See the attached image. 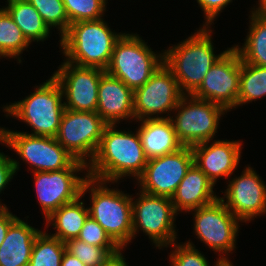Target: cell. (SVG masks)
Wrapping results in <instances>:
<instances>
[{
	"label": "cell",
	"instance_id": "obj_1",
	"mask_svg": "<svg viewBox=\"0 0 266 266\" xmlns=\"http://www.w3.org/2000/svg\"><path fill=\"white\" fill-rule=\"evenodd\" d=\"M107 125L93 159L87 165L88 176L116 183L123 177L137 180L144 172L148 159L145 157L141 139L136 133L115 129Z\"/></svg>",
	"mask_w": 266,
	"mask_h": 266
},
{
	"label": "cell",
	"instance_id": "obj_2",
	"mask_svg": "<svg viewBox=\"0 0 266 266\" xmlns=\"http://www.w3.org/2000/svg\"><path fill=\"white\" fill-rule=\"evenodd\" d=\"M210 27L202 26L187 39L163 51V63L172 71L184 95H192L206 73L229 49L214 54Z\"/></svg>",
	"mask_w": 266,
	"mask_h": 266
},
{
	"label": "cell",
	"instance_id": "obj_3",
	"mask_svg": "<svg viewBox=\"0 0 266 266\" xmlns=\"http://www.w3.org/2000/svg\"><path fill=\"white\" fill-rule=\"evenodd\" d=\"M123 33L112 32L104 19L78 21L70 24L60 37L65 61L80 67L105 70L116 41Z\"/></svg>",
	"mask_w": 266,
	"mask_h": 266
},
{
	"label": "cell",
	"instance_id": "obj_4",
	"mask_svg": "<svg viewBox=\"0 0 266 266\" xmlns=\"http://www.w3.org/2000/svg\"><path fill=\"white\" fill-rule=\"evenodd\" d=\"M108 182L92 177L83 184L81 196L90 194L89 216L96 220L120 247L132 241V196L117 188H108Z\"/></svg>",
	"mask_w": 266,
	"mask_h": 266
},
{
	"label": "cell",
	"instance_id": "obj_5",
	"mask_svg": "<svg viewBox=\"0 0 266 266\" xmlns=\"http://www.w3.org/2000/svg\"><path fill=\"white\" fill-rule=\"evenodd\" d=\"M35 88L25 99L4 106L3 112L30 126V135L55 137L65 110L62 88L53 75Z\"/></svg>",
	"mask_w": 266,
	"mask_h": 266
},
{
	"label": "cell",
	"instance_id": "obj_6",
	"mask_svg": "<svg viewBox=\"0 0 266 266\" xmlns=\"http://www.w3.org/2000/svg\"><path fill=\"white\" fill-rule=\"evenodd\" d=\"M141 38L138 34L123 33L116 41L105 69L106 73L121 79L133 91L143 86L163 64V53L152 51Z\"/></svg>",
	"mask_w": 266,
	"mask_h": 266
},
{
	"label": "cell",
	"instance_id": "obj_7",
	"mask_svg": "<svg viewBox=\"0 0 266 266\" xmlns=\"http://www.w3.org/2000/svg\"><path fill=\"white\" fill-rule=\"evenodd\" d=\"M137 199L132 197V240L143 231L157 249L169 247L177 239V212L171 198L152 195L140 190ZM175 226V227H174Z\"/></svg>",
	"mask_w": 266,
	"mask_h": 266
},
{
	"label": "cell",
	"instance_id": "obj_8",
	"mask_svg": "<svg viewBox=\"0 0 266 266\" xmlns=\"http://www.w3.org/2000/svg\"><path fill=\"white\" fill-rule=\"evenodd\" d=\"M173 112L176 116L170 119L179 141L183 146L192 147L212 141L218 132L221 116L228 111L217 103L193 95H183Z\"/></svg>",
	"mask_w": 266,
	"mask_h": 266
},
{
	"label": "cell",
	"instance_id": "obj_9",
	"mask_svg": "<svg viewBox=\"0 0 266 266\" xmlns=\"http://www.w3.org/2000/svg\"><path fill=\"white\" fill-rule=\"evenodd\" d=\"M194 212V233L208 248L215 253L221 252L220 260L230 261L228 253L236 248V237L239 232V222L223 201L218 198L214 202L191 210ZM227 254V255H226Z\"/></svg>",
	"mask_w": 266,
	"mask_h": 266
},
{
	"label": "cell",
	"instance_id": "obj_10",
	"mask_svg": "<svg viewBox=\"0 0 266 266\" xmlns=\"http://www.w3.org/2000/svg\"><path fill=\"white\" fill-rule=\"evenodd\" d=\"M107 125L97 112L65 108L55 139L77 160L88 165L99 147Z\"/></svg>",
	"mask_w": 266,
	"mask_h": 266
},
{
	"label": "cell",
	"instance_id": "obj_11",
	"mask_svg": "<svg viewBox=\"0 0 266 266\" xmlns=\"http://www.w3.org/2000/svg\"><path fill=\"white\" fill-rule=\"evenodd\" d=\"M88 170L87 164L76 160L69 168L59 171L33 172L35 191L44 219L48 218L62 205L71 203L81 197L82 187L88 173L78 176V172Z\"/></svg>",
	"mask_w": 266,
	"mask_h": 266
},
{
	"label": "cell",
	"instance_id": "obj_12",
	"mask_svg": "<svg viewBox=\"0 0 266 266\" xmlns=\"http://www.w3.org/2000/svg\"><path fill=\"white\" fill-rule=\"evenodd\" d=\"M4 144L30 165L32 173L59 171L69 168L77 160L55 137L30 135L6 129Z\"/></svg>",
	"mask_w": 266,
	"mask_h": 266
},
{
	"label": "cell",
	"instance_id": "obj_13",
	"mask_svg": "<svg viewBox=\"0 0 266 266\" xmlns=\"http://www.w3.org/2000/svg\"><path fill=\"white\" fill-rule=\"evenodd\" d=\"M183 95L172 71L164 63L161 64L150 79L134 91L136 121L170 118L169 113L175 109ZM164 113L168 115L160 116Z\"/></svg>",
	"mask_w": 266,
	"mask_h": 266
},
{
	"label": "cell",
	"instance_id": "obj_14",
	"mask_svg": "<svg viewBox=\"0 0 266 266\" xmlns=\"http://www.w3.org/2000/svg\"><path fill=\"white\" fill-rule=\"evenodd\" d=\"M194 164L190 146L148 159L143 174L137 179L141 191L171 198L189 168Z\"/></svg>",
	"mask_w": 266,
	"mask_h": 266
},
{
	"label": "cell",
	"instance_id": "obj_15",
	"mask_svg": "<svg viewBox=\"0 0 266 266\" xmlns=\"http://www.w3.org/2000/svg\"><path fill=\"white\" fill-rule=\"evenodd\" d=\"M240 72L241 58L233 46L211 67L202 84L192 95L217 103L227 111L236 109Z\"/></svg>",
	"mask_w": 266,
	"mask_h": 266
},
{
	"label": "cell",
	"instance_id": "obj_16",
	"mask_svg": "<svg viewBox=\"0 0 266 266\" xmlns=\"http://www.w3.org/2000/svg\"><path fill=\"white\" fill-rule=\"evenodd\" d=\"M105 70L96 67H80L64 62L53 74L59 82L66 109L96 112L98 87Z\"/></svg>",
	"mask_w": 266,
	"mask_h": 266
},
{
	"label": "cell",
	"instance_id": "obj_17",
	"mask_svg": "<svg viewBox=\"0 0 266 266\" xmlns=\"http://www.w3.org/2000/svg\"><path fill=\"white\" fill-rule=\"evenodd\" d=\"M261 179L253 168L247 166L240 176L228 180L224 197H219L243 223L266 214V185Z\"/></svg>",
	"mask_w": 266,
	"mask_h": 266
},
{
	"label": "cell",
	"instance_id": "obj_18",
	"mask_svg": "<svg viewBox=\"0 0 266 266\" xmlns=\"http://www.w3.org/2000/svg\"><path fill=\"white\" fill-rule=\"evenodd\" d=\"M191 147L194 164L216 185L220 177L229 178L238 167L242 152L239 140H213Z\"/></svg>",
	"mask_w": 266,
	"mask_h": 266
},
{
	"label": "cell",
	"instance_id": "obj_19",
	"mask_svg": "<svg viewBox=\"0 0 266 266\" xmlns=\"http://www.w3.org/2000/svg\"><path fill=\"white\" fill-rule=\"evenodd\" d=\"M96 112L108 125L122 120H135L134 91L125 83L108 73L101 76L98 87Z\"/></svg>",
	"mask_w": 266,
	"mask_h": 266
},
{
	"label": "cell",
	"instance_id": "obj_20",
	"mask_svg": "<svg viewBox=\"0 0 266 266\" xmlns=\"http://www.w3.org/2000/svg\"><path fill=\"white\" fill-rule=\"evenodd\" d=\"M215 184L193 164L171 197L175 211L186 213L208 205L219 198L213 191ZM215 192V193H214ZM179 211V212H178Z\"/></svg>",
	"mask_w": 266,
	"mask_h": 266
},
{
	"label": "cell",
	"instance_id": "obj_21",
	"mask_svg": "<svg viewBox=\"0 0 266 266\" xmlns=\"http://www.w3.org/2000/svg\"><path fill=\"white\" fill-rule=\"evenodd\" d=\"M137 122L141 123L137 131L147 159L171 154L184 147L170 118L143 119Z\"/></svg>",
	"mask_w": 266,
	"mask_h": 266
},
{
	"label": "cell",
	"instance_id": "obj_22",
	"mask_svg": "<svg viewBox=\"0 0 266 266\" xmlns=\"http://www.w3.org/2000/svg\"><path fill=\"white\" fill-rule=\"evenodd\" d=\"M40 232L18 217L0 246V266H29L33 245Z\"/></svg>",
	"mask_w": 266,
	"mask_h": 266
},
{
	"label": "cell",
	"instance_id": "obj_23",
	"mask_svg": "<svg viewBox=\"0 0 266 266\" xmlns=\"http://www.w3.org/2000/svg\"><path fill=\"white\" fill-rule=\"evenodd\" d=\"M81 198L82 196L71 203L62 205L45 219V224L48 227L52 224L51 226L56 230V233H52L51 236L63 242L79 236L83 225L89 217L88 207L85 208V203Z\"/></svg>",
	"mask_w": 266,
	"mask_h": 266
},
{
	"label": "cell",
	"instance_id": "obj_24",
	"mask_svg": "<svg viewBox=\"0 0 266 266\" xmlns=\"http://www.w3.org/2000/svg\"><path fill=\"white\" fill-rule=\"evenodd\" d=\"M4 7L13 18L16 25L31 44L44 41L49 37L50 29L41 18L38 11L27 0H7Z\"/></svg>",
	"mask_w": 266,
	"mask_h": 266
},
{
	"label": "cell",
	"instance_id": "obj_25",
	"mask_svg": "<svg viewBox=\"0 0 266 266\" xmlns=\"http://www.w3.org/2000/svg\"><path fill=\"white\" fill-rule=\"evenodd\" d=\"M249 18V32L245 42L242 47L235 45L234 48L242 61L266 67V17L252 10Z\"/></svg>",
	"mask_w": 266,
	"mask_h": 266
},
{
	"label": "cell",
	"instance_id": "obj_26",
	"mask_svg": "<svg viewBox=\"0 0 266 266\" xmlns=\"http://www.w3.org/2000/svg\"><path fill=\"white\" fill-rule=\"evenodd\" d=\"M266 96V67L241 60L237 107Z\"/></svg>",
	"mask_w": 266,
	"mask_h": 266
},
{
	"label": "cell",
	"instance_id": "obj_27",
	"mask_svg": "<svg viewBox=\"0 0 266 266\" xmlns=\"http://www.w3.org/2000/svg\"><path fill=\"white\" fill-rule=\"evenodd\" d=\"M29 45L8 11L4 7L0 8V59L17 58L18 63H21L19 57Z\"/></svg>",
	"mask_w": 266,
	"mask_h": 266
},
{
	"label": "cell",
	"instance_id": "obj_28",
	"mask_svg": "<svg viewBox=\"0 0 266 266\" xmlns=\"http://www.w3.org/2000/svg\"><path fill=\"white\" fill-rule=\"evenodd\" d=\"M41 231L33 245L29 266H61L65 242Z\"/></svg>",
	"mask_w": 266,
	"mask_h": 266
},
{
	"label": "cell",
	"instance_id": "obj_29",
	"mask_svg": "<svg viewBox=\"0 0 266 266\" xmlns=\"http://www.w3.org/2000/svg\"><path fill=\"white\" fill-rule=\"evenodd\" d=\"M66 251L77 257L86 266H101L120 247H97L77 238L65 242Z\"/></svg>",
	"mask_w": 266,
	"mask_h": 266
},
{
	"label": "cell",
	"instance_id": "obj_30",
	"mask_svg": "<svg viewBox=\"0 0 266 266\" xmlns=\"http://www.w3.org/2000/svg\"><path fill=\"white\" fill-rule=\"evenodd\" d=\"M41 15L51 29L60 31V37L68 30L70 23L62 0H27Z\"/></svg>",
	"mask_w": 266,
	"mask_h": 266
},
{
	"label": "cell",
	"instance_id": "obj_31",
	"mask_svg": "<svg viewBox=\"0 0 266 266\" xmlns=\"http://www.w3.org/2000/svg\"><path fill=\"white\" fill-rule=\"evenodd\" d=\"M69 23L102 19L107 0H62Z\"/></svg>",
	"mask_w": 266,
	"mask_h": 266
},
{
	"label": "cell",
	"instance_id": "obj_32",
	"mask_svg": "<svg viewBox=\"0 0 266 266\" xmlns=\"http://www.w3.org/2000/svg\"><path fill=\"white\" fill-rule=\"evenodd\" d=\"M173 247V251L169 255V265L171 266H210L207 257L200 253L198 249H195L192 241H186V243L180 244L173 242L170 248ZM215 261L214 266H218L222 261L220 258Z\"/></svg>",
	"mask_w": 266,
	"mask_h": 266
},
{
	"label": "cell",
	"instance_id": "obj_33",
	"mask_svg": "<svg viewBox=\"0 0 266 266\" xmlns=\"http://www.w3.org/2000/svg\"><path fill=\"white\" fill-rule=\"evenodd\" d=\"M77 239L97 247H119L103 227L90 216L83 225Z\"/></svg>",
	"mask_w": 266,
	"mask_h": 266
},
{
	"label": "cell",
	"instance_id": "obj_34",
	"mask_svg": "<svg viewBox=\"0 0 266 266\" xmlns=\"http://www.w3.org/2000/svg\"><path fill=\"white\" fill-rule=\"evenodd\" d=\"M0 152V194L11 182L13 176L19 171V161ZM7 206L0 201V209H6Z\"/></svg>",
	"mask_w": 266,
	"mask_h": 266
},
{
	"label": "cell",
	"instance_id": "obj_35",
	"mask_svg": "<svg viewBox=\"0 0 266 266\" xmlns=\"http://www.w3.org/2000/svg\"><path fill=\"white\" fill-rule=\"evenodd\" d=\"M205 15V23L202 26L211 27L215 18L222 12L233 0H196Z\"/></svg>",
	"mask_w": 266,
	"mask_h": 266
},
{
	"label": "cell",
	"instance_id": "obj_36",
	"mask_svg": "<svg viewBox=\"0 0 266 266\" xmlns=\"http://www.w3.org/2000/svg\"><path fill=\"white\" fill-rule=\"evenodd\" d=\"M8 208L0 209V246L6 237L10 225L17 219Z\"/></svg>",
	"mask_w": 266,
	"mask_h": 266
},
{
	"label": "cell",
	"instance_id": "obj_37",
	"mask_svg": "<svg viewBox=\"0 0 266 266\" xmlns=\"http://www.w3.org/2000/svg\"><path fill=\"white\" fill-rule=\"evenodd\" d=\"M122 250L123 248H120L116 253L111 254L101 266H128Z\"/></svg>",
	"mask_w": 266,
	"mask_h": 266
},
{
	"label": "cell",
	"instance_id": "obj_38",
	"mask_svg": "<svg viewBox=\"0 0 266 266\" xmlns=\"http://www.w3.org/2000/svg\"><path fill=\"white\" fill-rule=\"evenodd\" d=\"M61 266H86L81 260L77 257L71 255L65 250L61 260Z\"/></svg>",
	"mask_w": 266,
	"mask_h": 266
},
{
	"label": "cell",
	"instance_id": "obj_39",
	"mask_svg": "<svg viewBox=\"0 0 266 266\" xmlns=\"http://www.w3.org/2000/svg\"><path fill=\"white\" fill-rule=\"evenodd\" d=\"M258 7L255 9L253 8L254 12L266 17V0H258Z\"/></svg>",
	"mask_w": 266,
	"mask_h": 266
},
{
	"label": "cell",
	"instance_id": "obj_40",
	"mask_svg": "<svg viewBox=\"0 0 266 266\" xmlns=\"http://www.w3.org/2000/svg\"><path fill=\"white\" fill-rule=\"evenodd\" d=\"M6 128L0 127V143L4 145Z\"/></svg>",
	"mask_w": 266,
	"mask_h": 266
},
{
	"label": "cell",
	"instance_id": "obj_41",
	"mask_svg": "<svg viewBox=\"0 0 266 266\" xmlns=\"http://www.w3.org/2000/svg\"><path fill=\"white\" fill-rule=\"evenodd\" d=\"M218 266H234L231 261L221 262Z\"/></svg>",
	"mask_w": 266,
	"mask_h": 266
}]
</instances>
